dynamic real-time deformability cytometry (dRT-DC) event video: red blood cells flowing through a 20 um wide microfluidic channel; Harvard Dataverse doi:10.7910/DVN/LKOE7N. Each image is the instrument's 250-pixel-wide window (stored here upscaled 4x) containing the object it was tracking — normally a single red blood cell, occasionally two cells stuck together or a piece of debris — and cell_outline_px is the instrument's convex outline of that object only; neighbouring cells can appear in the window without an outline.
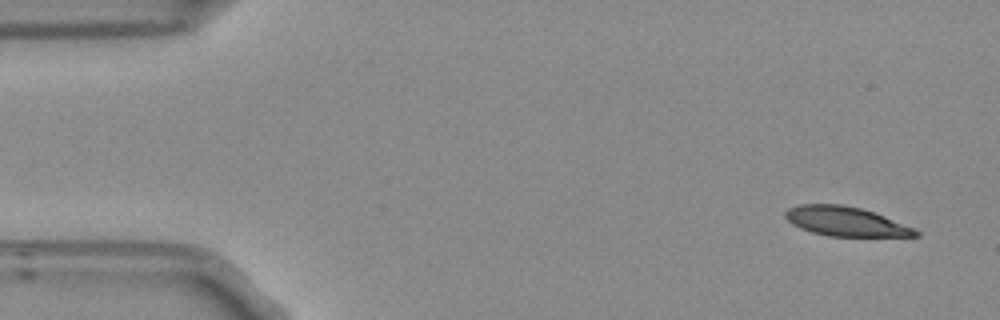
{"species": "Egyptian fruit bat (a non-hibernating species)", "species_latin": "Rousettus aegyptiacus", "temperature_condition": "room temperature", "stored_images_in_passage": 4, "camera_frame_rate_fps": 3000, "um_per_image_px": 0.085, "frame": {"image": 1, "passage_image": 1, "time_ms": 0.0, "image_size_px": [1000, 320], "cell_outline_px": [[920, 236], [828, 236], [812, 232], [800, 228], [792, 224], [784, 216], [784, 212], [788, 208], [800, 204], [840, 204], [860, 208], [884, 216], [912, 228], [920, 232]], "centroid_in_image_um": [71.82, 18.82], "position_along_channel_um": 13.2, "area_um2": 22.02}}
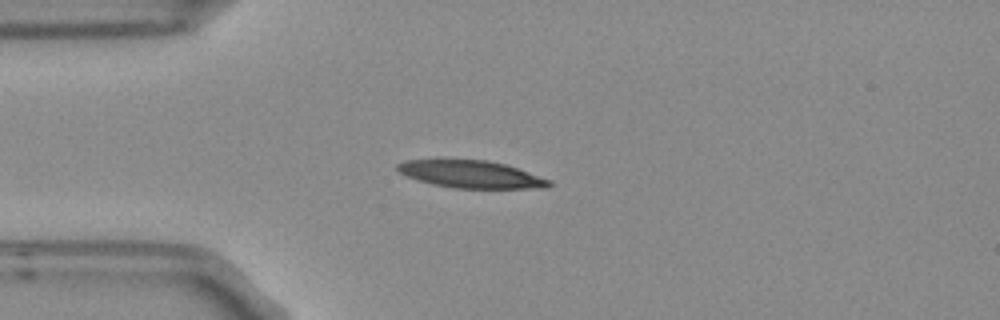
{"frame": {"image": 2, "passage_image": 4, "time_ms": 1.0, "image_size_px": [1000, 320], "cell_outline_px": [[552, 184], [544, 188], [452, 188], [432, 184], [416, 180], [400, 172], [396, 168], [396, 164], [408, 160], [488, 160], [504, 164], [552, 180]], "centroid_in_image_um": [40.04, 14.82], "position_along_channel_um": 45.0, "area_um2": 23.99}}